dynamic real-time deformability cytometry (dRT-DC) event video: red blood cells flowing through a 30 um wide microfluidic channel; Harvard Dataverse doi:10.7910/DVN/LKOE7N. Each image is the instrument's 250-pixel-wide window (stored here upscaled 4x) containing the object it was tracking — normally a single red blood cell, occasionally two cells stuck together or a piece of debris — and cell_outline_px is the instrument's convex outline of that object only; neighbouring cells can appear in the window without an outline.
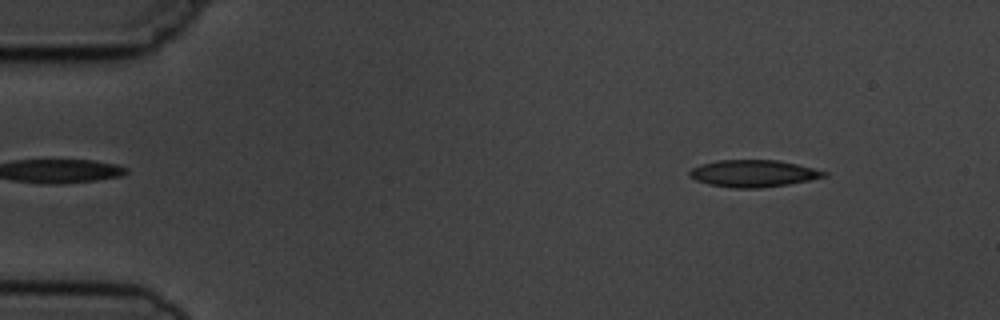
{"species": "common noctule bat (a hibernating species)", "species_latin": "Nyctalus noctula", "temperature_condition": "cold", "stored_images_in_passage": 4, "camera_frame_rate_fps": 3000, "um_per_image_px": 0.085, "animal": {"sex": "male", "body_mass_g": 19.5, "forearm_length_mm": 54.6}, "frame": {"image": 1, "passage_image": 1, "time_ms": 0.0, "image_size_px": [1000, 320], "cell_outline_px": [[828, 176], [788, 184], [760, 188], [732, 188], [708, 184], [696, 180], [688, 176], [688, 172], [692, 168], [700, 164], [716, 160], [776, 160], [796, 164], [828, 172]], "centroid_in_image_um": [63.99, 14.74], "position_along_channel_um": 21.0, "area_um2": 21.15}}
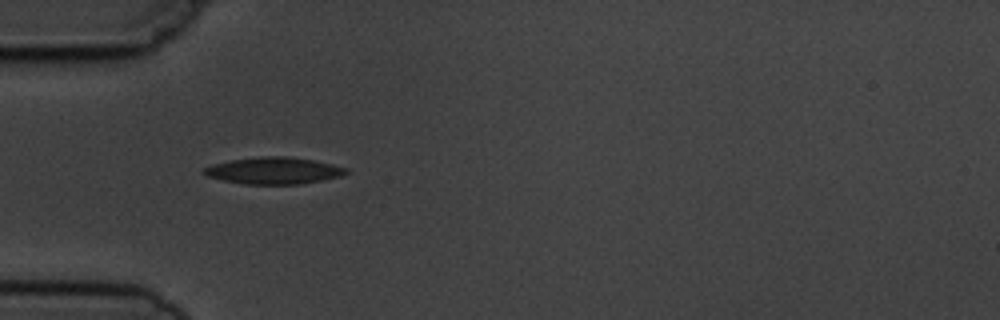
{"frame": {"image": 2, "passage_image": 4, "time_ms": 3.333, "image_size_px": [1000, 320], "cell_outline_px": [[348, 172], [340, 176], [300, 184], [244, 184], [224, 180], [208, 176], [204, 172], [204, 168], [212, 164], [232, 160], [264, 156], [284, 156], [312, 160], [332, 164], [348, 168]], "centroid_in_image_um": [23.28, 14.5], "position_along_channel_um": 61.7, "area_um2": 21.79}}